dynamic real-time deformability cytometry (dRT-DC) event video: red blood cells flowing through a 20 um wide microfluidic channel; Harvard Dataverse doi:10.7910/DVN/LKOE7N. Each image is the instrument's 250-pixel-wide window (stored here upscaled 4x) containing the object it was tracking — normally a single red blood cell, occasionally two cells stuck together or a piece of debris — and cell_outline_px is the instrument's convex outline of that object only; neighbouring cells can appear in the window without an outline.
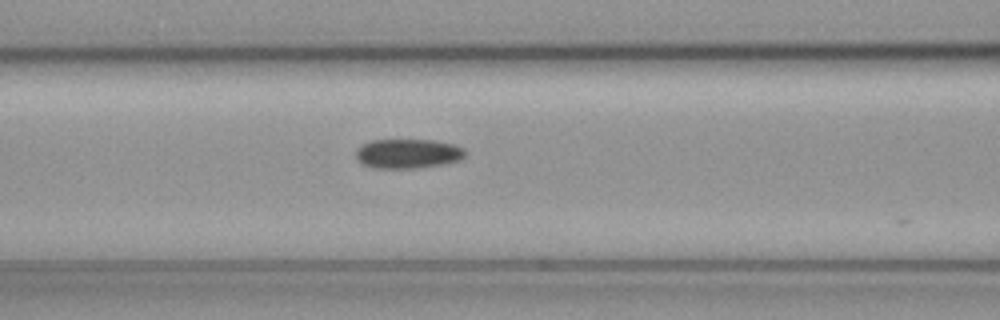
{"species": "common noctule bat (a hibernating species)", "species_latin": "Nyctalus noctula", "temperature_condition": "cold", "stored_images_in_passage": 17, "camera_frame_rate_fps": 3000, "um_per_image_px": 0.085, "animal": {"sex": "female", "body_mass_g": 19.3, "forearm_length_mm": 54.1}, "frame": {"image": 1, "passage_image": 12, "time_ms": 3.667, "image_size_px": [1000, 320], "cell_outline_px": [[464, 156], [460, 160], [444, 164], [416, 168], [372, 168], [360, 164], [356, 160], [356, 148], [360, 144], [372, 140], [432, 140], [452, 144], [464, 148]], "centroid_in_image_um": [34.6, 13.06], "position_along_channel_um": 132.0, "area_um2": 18.96}}
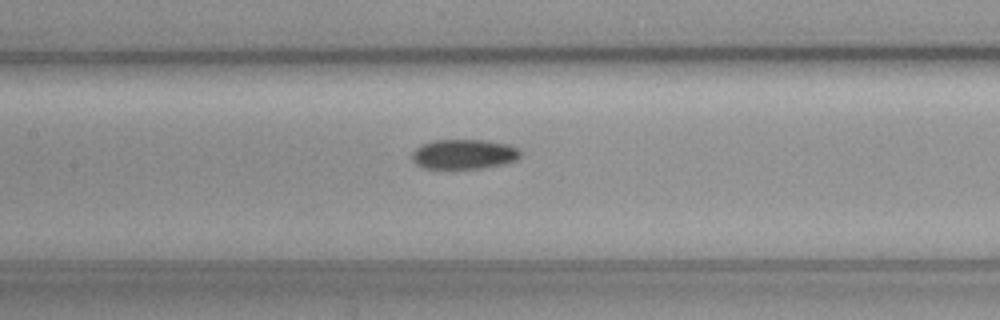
{"frame": {"image": 2, "passage_image": 15, "time_ms": 4.667, "image_size_px": [1000, 320], "cell_outline_px": [[520, 156], [516, 160], [504, 164], [484, 168], [424, 168], [416, 164], [412, 160], [412, 152], [416, 148], [432, 140], [484, 140], [512, 144], [520, 148]], "centroid_in_image_um": [39.48, 13.1], "position_along_channel_um": 167.9, "area_um2": 18.96}}